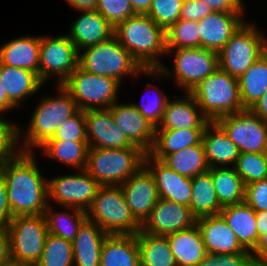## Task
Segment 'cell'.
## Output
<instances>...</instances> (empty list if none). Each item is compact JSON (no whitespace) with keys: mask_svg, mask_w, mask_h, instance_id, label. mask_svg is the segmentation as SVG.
I'll return each instance as SVG.
<instances>
[{"mask_svg":"<svg viewBox=\"0 0 267 266\" xmlns=\"http://www.w3.org/2000/svg\"><path fill=\"white\" fill-rule=\"evenodd\" d=\"M37 158L35 152L18 151L0 166L13 217L41 215L47 208L48 177L40 171Z\"/></svg>","mask_w":267,"mask_h":266,"instance_id":"cell-1","label":"cell"},{"mask_svg":"<svg viewBox=\"0 0 267 266\" xmlns=\"http://www.w3.org/2000/svg\"><path fill=\"white\" fill-rule=\"evenodd\" d=\"M54 87H56L54 95L53 93L44 94V97L39 98L24 129L18 123L19 151H37L42 144L54 136L66 119L79 110L71 94L62 85H54Z\"/></svg>","mask_w":267,"mask_h":266,"instance_id":"cell-2","label":"cell"},{"mask_svg":"<svg viewBox=\"0 0 267 266\" xmlns=\"http://www.w3.org/2000/svg\"><path fill=\"white\" fill-rule=\"evenodd\" d=\"M114 36L142 69H158L166 56L165 30L147 14H135L115 27Z\"/></svg>","mask_w":267,"mask_h":266,"instance_id":"cell-3","label":"cell"},{"mask_svg":"<svg viewBox=\"0 0 267 266\" xmlns=\"http://www.w3.org/2000/svg\"><path fill=\"white\" fill-rule=\"evenodd\" d=\"M166 51V57H172V68L163 64L158 69H142L144 78H152L157 82L161 79H171L182 92L189 93L219 68L218 53L213 50L196 47Z\"/></svg>","mask_w":267,"mask_h":266,"instance_id":"cell-4","label":"cell"},{"mask_svg":"<svg viewBox=\"0 0 267 266\" xmlns=\"http://www.w3.org/2000/svg\"><path fill=\"white\" fill-rule=\"evenodd\" d=\"M210 121L244 111L238 78L218 68L189 92Z\"/></svg>","mask_w":267,"mask_h":266,"instance_id":"cell-5","label":"cell"},{"mask_svg":"<svg viewBox=\"0 0 267 266\" xmlns=\"http://www.w3.org/2000/svg\"><path fill=\"white\" fill-rule=\"evenodd\" d=\"M79 66L85 71L117 80L121 85L128 78H139L142 68L113 36L79 52Z\"/></svg>","mask_w":267,"mask_h":266,"instance_id":"cell-6","label":"cell"},{"mask_svg":"<svg viewBox=\"0 0 267 266\" xmlns=\"http://www.w3.org/2000/svg\"><path fill=\"white\" fill-rule=\"evenodd\" d=\"M87 219L108 234H137L141 230L120 185H100L87 211Z\"/></svg>","mask_w":267,"mask_h":266,"instance_id":"cell-7","label":"cell"},{"mask_svg":"<svg viewBox=\"0 0 267 266\" xmlns=\"http://www.w3.org/2000/svg\"><path fill=\"white\" fill-rule=\"evenodd\" d=\"M145 154L139 147L89 148L85 170L100 185H121L144 166Z\"/></svg>","mask_w":267,"mask_h":266,"instance_id":"cell-8","label":"cell"},{"mask_svg":"<svg viewBox=\"0 0 267 266\" xmlns=\"http://www.w3.org/2000/svg\"><path fill=\"white\" fill-rule=\"evenodd\" d=\"M254 19L247 20L218 53L219 68L239 78L267 51V36Z\"/></svg>","mask_w":267,"mask_h":266,"instance_id":"cell-9","label":"cell"},{"mask_svg":"<svg viewBox=\"0 0 267 266\" xmlns=\"http://www.w3.org/2000/svg\"><path fill=\"white\" fill-rule=\"evenodd\" d=\"M82 111L109 109L122 85L115 79L89 73L78 66L62 84Z\"/></svg>","mask_w":267,"mask_h":266,"instance_id":"cell-10","label":"cell"},{"mask_svg":"<svg viewBox=\"0 0 267 266\" xmlns=\"http://www.w3.org/2000/svg\"><path fill=\"white\" fill-rule=\"evenodd\" d=\"M7 230L12 263L35 266L41 258L48 235L44 214L15 216Z\"/></svg>","mask_w":267,"mask_h":266,"instance_id":"cell-11","label":"cell"},{"mask_svg":"<svg viewBox=\"0 0 267 266\" xmlns=\"http://www.w3.org/2000/svg\"><path fill=\"white\" fill-rule=\"evenodd\" d=\"M78 66L79 51L66 33L41 35L39 78L44 84L55 80L54 85H62Z\"/></svg>","mask_w":267,"mask_h":266,"instance_id":"cell-12","label":"cell"},{"mask_svg":"<svg viewBox=\"0 0 267 266\" xmlns=\"http://www.w3.org/2000/svg\"><path fill=\"white\" fill-rule=\"evenodd\" d=\"M48 178V203L87 212L100 184L85 170Z\"/></svg>","mask_w":267,"mask_h":266,"instance_id":"cell-13","label":"cell"},{"mask_svg":"<svg viewBox=\"0 0 267 266\" xmlns=\"http://www.w3.org/2000/svg\"><path fill=\"white\" fill-rule=\"evenodd\" d=\"M240 153H267V122L244 110L215 121Z\"/></svg>","mask_w":267,"mask_h":266,"instance_id":"cell-14","label":"cell"},{"mask_svg":"<svg viewBox=\"0 0 267 266\" xmlns=\"http://www.w3.org/2000/svg\"><path fill=\"white\" fill-rule=\"evenodd\" d=\"M120 186L132 214L142 225L160 199L153 175L142 166Z\"/></svg>","mask_w":267,"mask_h":266,"instance_id":"cell-15","label":"cell"},{"mask_svg":"<svg viewBox=\"0 0 267 266\" xmlns=\"http://www.w3.org/2000/svg\"><path fill=\"white\" fill-rule=\"evenodd\" d=\"M196 224L190 208L165 199H159L149 217L141 225V231L166 236L188 229Z\"/></svg>","mask_w":267,"mask_h":266,"instance_id":"cell-16","label":"cell"},{"mask_svg":"<svg viewBox=\"0 0 267 266\" xmlns=\"http://www.w3.org/2000/svg\"><path fill=\"white\" fill-rule=\"evenodd\" d=\"M144 166L154 177L159 198L189 207L192 178L178 174L149 153L144 156Z\"/></svg>","mask_w":267,"mask_h":266,"instance_id":"cell-17","label":"cell"},{"mask_svg":"<svg viewBox=\"0 0 267 266\" xmlns=\"http://www.w3.org/2000/svg\"><path fill=\"white\" fill-rule=\"evenodd\" d=\"M89 148L120 149L134 146L115 124L109 109L85 111Z\"/></svg>","mask_w":267,"mask_h":266,"instance_id":"cell-18","label":"cell"},{"mask_svg":"<svg viewBox=\"0 0 267 266\" xmlns=\"http://www.w3.org/2000/svg\"><path fill=\"white\" fill-rule=\"evenodd\" d=\"M115 124L125 133L128 140L146 154L153 147L155 127L144 118L129 101H116L110 108Z\"/></svg>","mask_w":267,"mask_h":266,"instance_id":"cell-19","label":"cell"},{"mask_svg":"<svg viewBox=\"0 0 267 266\" xmlns=\"http://www.w3.org/2000/svg\"><path fill=\"white\" fill-rule=\"evenodd\" d=\"M245 15L247 14L212 12L199 20L200 48L219 53L231 36L247 21Z\"/></svg>","mask_w":267,"mask_h":266,"instance_id":"cell-20","label":"cell"},{"mask_svg":"<svg viewBox=\"0 0 267 266\" xmlns=\"http://www.w3.org/2000/svg\"><path fill=\"white\" fill-rule=\"evenodd\" d=\"M78 13L66 34L79 52L114 36L115 28L97 10Z\"/></svg>","mask_w":267,"mask_h":266,"instance_id":"cell-21","label":"cell"},{"mask_svg":"<svg viewBox=\"0 0 267 266\" xmlns=\"http://www.w3.org/2000/svg\"><path fill=\"white\" fill-rule=\"evenodd\" d=\"M169 98L162 120L156 129H189V128H205L210 122L201 112L198 103L194 97L183 92L182 97Z\"/></svg>","mask_w":267,"mask_h":266,"instance_id":"cell-22","label":"cell"},{"mask_svg":"<svg viewBox=\"0 0 267 266\" xmlns=\"http://www.w3.org/2000/svg\"><path fill=\"white\" fill-rule=\"evenodd\" d=\"M196 224L207 253L236 254L246 251L220 214L200 217L196 219Z\"/></svg>","mask_w":267,"mask_h":266,"instance_id":"cell-23","label":"cell"},{"mask_svg":"<svg viewBox=\"0 0 267 266\" xmlns=\"http://www.w3.org/2000/svg\"><path fill=\"white\" fill-rule=\"evenodd\" d=\"M41 35L17 36L0 45V64L35 72L39 76Z\"/></svg>","mask_w":267,"mask_h":266,"instance_id":"cell-24","label":"cell"},{"mask_svg":"<svg viewBox=\"0 0 267 266\" xmlns=\"http://www.w3.org/2000/svg\"><path fill=\"white\" fill-rule=\"evenodd\" d=\"M0 83L7 98L18 108L24 101L39 94L45 84L30 70L0 64ZM23 105V106H21Z\"/></svg>","mask_w":267,"mask_h":266,"instance_id":"cell-25","label":"cell"},{"mask_svg":"<svg viewBox=\"0 0 267 266\" xmlns=\"http://www.w3.org/2000/svg\"><path fill=\"white\" fill-rule=\"evenodd\" d=\"M202 144L210 168L234 167L239 149L216 122H209L205 127Z\"/></svg>","mask_w":267,"mask_h":266,"instance_id":"cell-26","label":"cell"},{"mask_svg":"<svg viewBox=\"0 0 267 266\" xmlns=\"http://www.w3.org/2000/svg\"><path fill=\"white\" fill-rule=\"evenodd\" d=\"M107 235L96 223L86 219L72 241L74 266H100L101 250Z\"/></svg>","mask_w":267,"mask_h":266,"instance_id":"cell-27","label":"cell"},{"mask_svg":"<svg viewBox=\"0 0 267 266\" xmlns=\"http://www.w3.org/2000/svg\"><path fill=\"white\" fill-rule=\"evenodd\" d=\"M235 233L238 241L252 251L259 240L256 212L245 202L224 206L219 213Z\"/></svg>","mask_w":267,"mask_h":266,"instance_id":"cell-28","label":"cell"},{"mask_svg":"<svg viewBox=\"0 0 267 266\" xmlns=\"http://www.w3.org/2000/svg\"><path fill=\"white\" fill-rule=\"evenodd\" d=\"M100 266H140L136 234H108L102 246Z\"/></svg>","mask_w":267,"mask_h":266,"instance_id":"cell-29","label":"cell"},{"mask_svg":"<svg viewBox=\"0 0 267 266\" xmlns=\"http://www.w3.org/2000/svg\"><path fill=\"white\" fill-rule=\"evenodd\" d=\"M166 236L178 266H197L207 255L197 224Z\"/></svg>","mask_w":267,"mask_h":266,"instance_id":"cell-30","label":"cell"},{"mask_svg":"<svg viewBox=\"0 0 267 266\" xmlns=\"http://www.w3.org/2000/svg\"><path fill=\"white\" fill-rule=\"evenodd\" d=\"M205 128L155 129L154 144L149 154L162 160L166 155L200 144Z\"/></svg>","mask_w":267,"mask_h":266,"instance_id":"cell-31","label":"cell"},{"mask_svg":"<svg viewBox=\"0 0 267 266\" xmlns=\"http://www.w3.org/2000/svg\"><path fill=\"white\" fill-rule=\"evenodd\" d=\"M43 159L66 165L71 170L86 168L89 151L88 141H46L38 149Z\"/></svg>","mask_w":267,"mask_h":266,"instance_id":"cell-32","label":"cell"},{"mask_svg":"<svg viewBox=\"0 0 267 266\" xmlns=\"http://www.w3.org/2000/svg\"><path fill=\"white\" fill-rule=\"evenodd\" d=\"M240 100L249 110L267 91V51L238 78Z\"/></svg>","mask_w":267,"mask_h":266,"instance_id":"cell-33","label":"cell"},{"mask_svg":"<svg viewBox=\"0 0 267 266\" xmlns=\"http://www.w3.org/2000/svg\"><path fill=\"white\" fill-rule=\"evenodd\" d=\"M44 217L48 233L73 241L79 227L87 219V212L66 206L56 208L55 205L48 203Z\"/></svg>","mask_w":267,"mask_h":266,"instance_id":"cell-34","label":"cell"},{"mask_svg":"<svg viewBox=\"0 0 267 266\" xmlns=\"http://www.w3.org/2000/svg\"><path fill=\"white\" fill-rule=\"evenodd\" d=\"M189 208L196 219L204 216L218 215L223 208L218 201L209 171L192 178V196Z\"/></svg>","mask_w":267,"mask_h":266,"instance_id":"cell-35","label":"cell"},{"mask_svg":"<svg viewBox=\"0 0 267 266\" xmlns=\"http://www.w3.org/2000/svg\"><path fill=\"white\" fill-rule=\"evenodd\" d=\"M140 266H178L167 236L139 231L136 234Z\"/></svg>","mask_w":267,"mask_h":266,"instance_id":"cell-36","label":"cell"},{"mask_svg":"<svg viewBox=\"0 0 267 266\" xmlns=\"http://www.w3.org/2000/svg\"><path fill=\"white\" fill-rule=\"evenodd\" d=\"M208 171L222 207L244 202L245 184L234 167H213Z\"/></svg>","mask_w":267,"mask_h":266,"instance_id":"cell-37","label":"cell"},{"mask_svg":"<svg viewBox=\"0 0 267 266\" xmlns=\"http://www.w3.org/2000/svg\"><path fill=\"white\" fill-rule=\"evenodd\" d=\"M161 161L178 174L189 178L210 169L202 142L166 155Z\"/></svg>","mask_w":267,"mask_h":266,"instance_id":"cell-38","label":"cell"},{"mask_svg":"<svg viewBox=\"0 0 267 266\" xmlns=\"http://www.w3.org/2000/svg\"><path fill=\"white\" fill-rule=\"evenodd\" d=\"M149 82L150 81H147L145 84V91L142 92L143 97L141 98L140 103L132 101L131 104L149 121L150 124L157 128L162 120L166 103L171 97L168 96L169 94H167L164 89L162 90V88H159L156 83L154 84L152 81ZM150 90L154 91V93H150ZM147 93L150 94L148 95ZM151 94L153 95L151 96Z\"/></svg>","mask_w":267,"mask_h":266,"instance_id":"cell-39","label":"cell"},{"mask_svg":"<svg viewBox=\"0 0 267 266\" xmlns=\"http://www.w3.org/2000/svg\"><path fill=\"white\" fill-rule=\"evenodd\" d=\"M35 266H74L72 241L48 233L41 258Z\"/></svg>","mask_w":267,"mask_h":266,"instance_id":"cell-40","label":"cell"},{"mask_svg":"<svg viewBox=\"0 0 267 266\" xmlns=\"http://www.w3.org/2000/svg\"><path fill=\"white\" fill-rule=\"evenodd\" d=\"M198 21L178 20L166 31V50L200 47Z\"/></svg>","mask_w":267,"mask_h":266,"instance_id":"cell-41","label":"cell"},{"mask_svg":"<svg viewBox=\"0 0 267 266\" xmlns=\"http://www.w3.org/2000/svg\"><path fill=\"white\" fill-rule=\"evenodd\" d=\"M244 184L267 179V153H240L234 165Z\"/></svg>","mask_w":267,"mask_h":266,"instance_id":"cell-42","label":"cell"},{"mask_svg":"<svg viewBox=\"0 0 267 266\" xmlns=\"http://www.w3.org/2000/svg\"><path fill=\"white\" fill-rule=\"evenodd\" d=\"M184 0H153L146 13L165 31L178 20Z\"/></svg>","mask_w":267,"mask_h":266,"instance_id":"cell-43","label":"cell"},{"mask_svg":"<svg viewBox=\"0 0 267 266\" xmlns=\"http://www.w3.org/2000/svg\"><path fill=\"white\" fill-rule=\"evenodd\" d=\"M87 141L85 111L78 110L63 122L47 141Z\"/></svg>","mask_w":267,"mask_h":266,"instance_id":"cell-44","label":"cell"},{"mask_svg":"<svg viewBox=\"0 0 267 266\" xmlns=\"http://www.w3.org/2000/svg\"><path fill=\"white\" fill-rule=\"evenodd\" d=\"M0 115V166L18 151V123Z\"/></svg>","mask_w":267,"mask_h":266,"instance_id":"cell-45","label":"cell"},{"mask_svg":"<svg viewBox=\"0 0 267 266\" xmlns=\"http://www.w3.org/2000/svg\"><path fill=\"white\" fill-rule=\"evenodd\" d=\"M97 11L115 28L136 13L130 0H97Z\"/></svg>","mask_w":267,"mask_h":266,"instance_id":"cell-46","label":"cell"},{"mask_svg":"<svg viewBox=\"0 0 267 266\" xmlns=\"http://www.w3.org/2000/svg\"><path fill=\"white\" fill-rule=\"evenodd\" d=\"M197 266H258L254 260L252 252L246 250L236 254H211L206 257Z\"/></svg>","mask_w":267,"mask_h":266,"instance_id":"cell-47","label":"cell"},{"mask_svg":"<svg viewBox=\"0 0 267 266\" xmlns=\"http://www.w3.org/2000/svg\"><path fill=\"white\" fill-rule=\"evenodd\" d=\"M244 202L255 212L267 211V179L245 185Z\"/></svg>","mask_w":267,"mask_h":266,"instance_id":"cell-48","label":"cell"},{"mask_svg":"<svg viewBox=\"0 0 267 266\" xmlns=\"http://www.w3.org/2000/svg\"><path fill=\"white\" fill-rule=\"evenodd\" d=\"M212 12L210 6L201 0H184L180 19L185 21H199Z\"/></svg>","mask_w":267,"mask_h":266,"instance_id":"cell-49","label":"cell"},{"mask_svg":"<svg viewBox=\"0 0 267 266\" xmlns=\"http://www.w3.org/2000/svg\"><path fill=\"white\" fill-rule=\"evenodd\" d=\"M208 4L213 12L245 13V0H201Z\"/></svg>","mask_w":267,"mask_h":266,"instance_id":"cell-50","label":"cell"},{"mask_svg":"<svg viewBox=\"0 0 267 266\" xmlns=\"http://www.w3.org/2000/svg\"><path fill=\"white\" fill-rule=\"evenodd\" d=\"M13 215L10 210L5 180L0 175V227H7Z\"/></svg>","mask_w":267,"mask_h":266,"instance_id":"cell-51","label":"cell"},{"mask_svg":"<svg viewBox=\"0 0 267 266\" xmlns=\"http://www.w3.org/2000/svg\"><path fill=\"white\" fill-rule=\"evenodd\" d=\"M12 263L10 254V237L7 227H0V266Z\"/></svg>","mask_w":267,"mask_h":266,"instance_id":"cell-52","label":"cell"},{"mask_svg":"<svg viewBox=\"0 0 267 266\" xmlns=\"http://www.w3.org/2000/svg\"><path fill=\"white\" fill-rule=\"evenodd\" d=\"M258 266H267V230L259 237L257 245L251 251Z\"/></svg>","mask_w":267,"mask_h":266,"instance_id":"cell-53","label":"cell"},{"mask_svg":"<svg viewBox=\"0 0 267 266\" xmlns=\"http://www.w3.org/2000/svg\"><path fill=\"white\" fill-rule=\"evenodd\" d=\"M71 9L77 12H89L97 10V0H64Z\"/></svg>","mask_w":267,"mask_h":266,"instance_id":"cell-54","label":"cell"},{"mask_svg":"<svg viewBox=\"0 0 267 266\" xmlns=\"http://www.w3.org/2000/svg\"><path fill=\"white\" fill-rule=\"evenodd\" d=\"M249 110L254 115L267 122V91Z\"/></svg>","mask_w":267,"mask_h":266,"instance_id":"cell-55","label":"cell"},{"mask_svg":"<svg viewBox=\"0 0 267 266\" xmlns=\"http://www.w3.org/2000/svg\"><path fill=\"white\" fill-rule=\"evenodd\" d=\"M13 110H19L17 107L7 98L3 87L0 83V115L6 116Z\"/></svg>","mask_w":267,"mask_h":266,"instance_id":"cell-56","label":"cell"},{"mask_svg":"<svg viewBox=\"0 0 267 266\" xmlns=\"http://www.w3.org/2000/svg\"><path fill=\"white\" fill-rule=\"evenodd\" d=\"M153 0H130L132 9L137 14H146Z\"/></svg>","mask_w":267,"mask_h":266,"instance_id":"cell-57","label":"cell"},{"mask_svg":"<svg viewBox=\"0 0 267 266\" xmlns=\"http://www.w3.org/2000/svg\"><path fill=\"white\" fill-rule=\"evenodd\" d=\"M256 222L258 236L263 235V230H267V211L256 212Z\"/></svg>","mask_w":267,"mask_h":266,"instance_id":"cell-58","label":"cell"},{"mask_svg":"<svg viewBox=\"0 0 267 266\" xmlns=\"http://www.w3.org/2000/svg\"><path fill=\"white\" fill-rule=\"evenodd\" d=\"M6 266H34V265L10 263Z\"/></svg>","mask_w":267,"mask_h":266,"instance_id":"cell-59","label":"cell"}]
</instances>
